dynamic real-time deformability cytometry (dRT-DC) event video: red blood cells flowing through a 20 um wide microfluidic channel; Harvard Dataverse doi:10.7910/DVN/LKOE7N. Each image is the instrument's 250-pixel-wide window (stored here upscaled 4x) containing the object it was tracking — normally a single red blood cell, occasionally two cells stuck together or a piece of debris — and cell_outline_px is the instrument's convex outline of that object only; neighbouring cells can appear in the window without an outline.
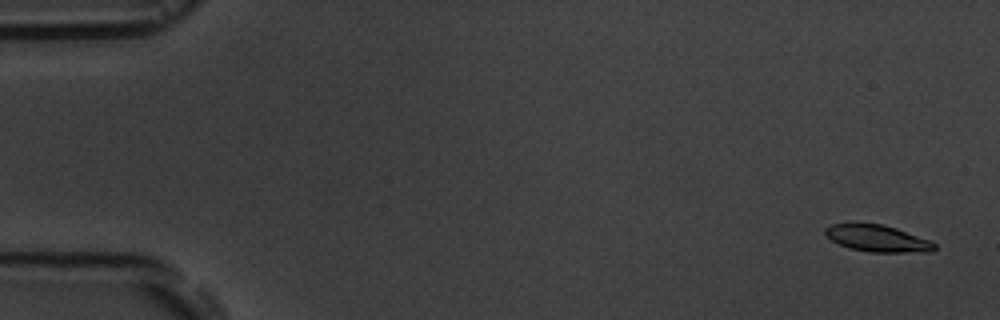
{"species": "common noctule bat (a hibernating species)", "species_latin": "Nyctalus noctula", "temperature_condition": "room temperature", "stored_images_in_passage": 11, "camera_frame_rate_fps": 3000, "um_per_image_px": 0.085, "animal": {"sex": "male", "body_mass_g": 19.5, "forearm_length_mm": 54.6}, "frame": {"image": 1, "passage_image": 1, "time_ms": 0.0, "image_size_px": [1000, 320], "cell_outline_px": [[936, 248], [932, 252], [868, 252], [848, 248], [832, 240], [824, 232], [824, 228], [832, 224], [856, 220], [884, 224], [932, 240], [936, 244]], "centroid_in_image_um": [74.57, 20.22], "position_along_channel_um": 10.4, "area_um2": 17.8}}
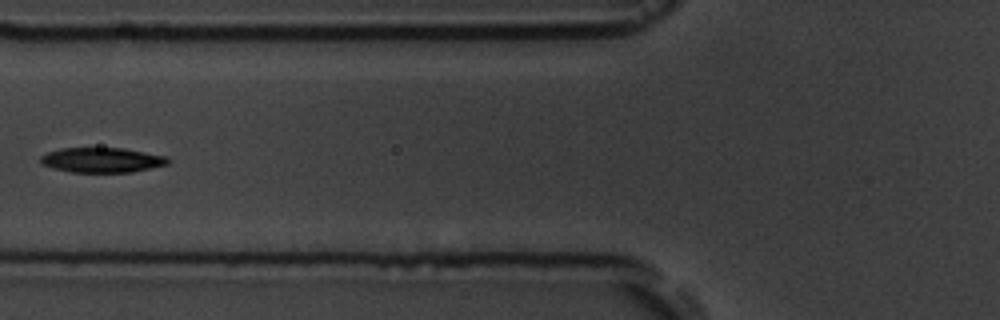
{"frame": {"image": 2, "passage_image": 6, "time_ms": 6.667, "image_size_px": [1000, 320], "cell_outline_px": [[172, 160], [168, 164], [132, 172], [72, 172], [52, 168], [40, 164], [40, 156], [48, 152], [60, 148], [124, 148], [168, 156]], "centroid_in_image_um": [8.68, 13.6], "position_along_channel_um": 117.1, "area_um2": 18.67}}
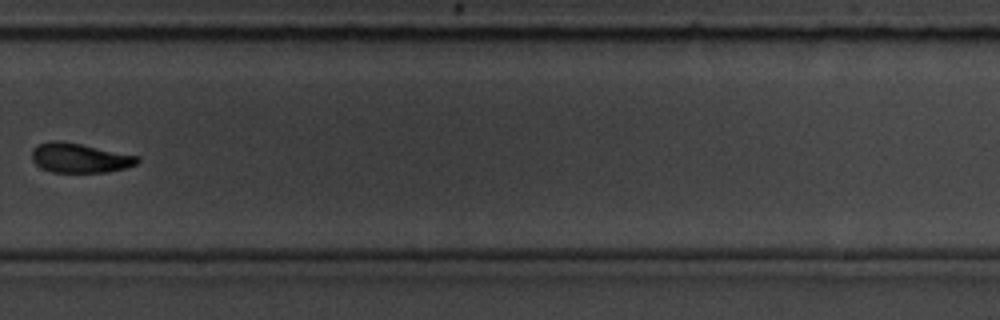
{"frame": {"image": 3, "passage_image": 11, "time_ms": 12.333, "image_size_px": [1000, 320], "cell_outline_px": [[140, 160], [136, 164], [124, 168], [108, 172], [52, 172], [40, 168], [32, 160], [32, 148], [36, 144], [52, 140], [60, 140], [140, 156]], "centroid_in_image_um": [6.74, 13.42], "position_along_channel_um": 323.1, "area_um2": 18.26}}